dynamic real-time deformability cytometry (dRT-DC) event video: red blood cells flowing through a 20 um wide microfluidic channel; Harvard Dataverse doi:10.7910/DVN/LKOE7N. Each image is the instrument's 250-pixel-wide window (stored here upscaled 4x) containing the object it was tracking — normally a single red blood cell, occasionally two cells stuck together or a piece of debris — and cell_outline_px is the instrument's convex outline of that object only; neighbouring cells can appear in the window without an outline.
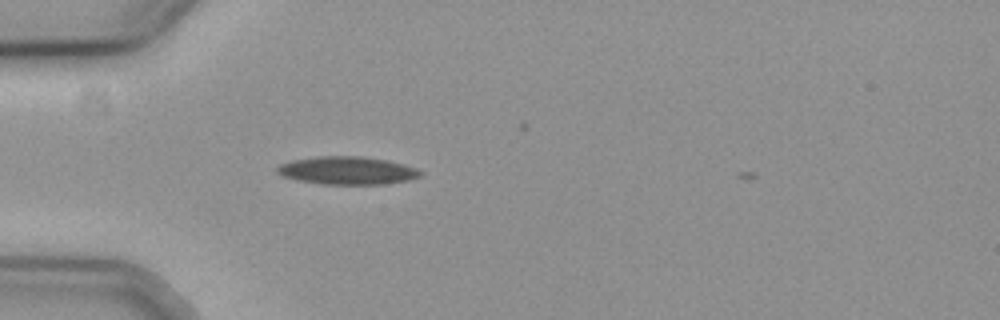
{"species": "common noctule bat (a hibernating species)", "species_latin": "Nyctalus noctula", "temperature_condition": "cold", "stored_images_in_passage": 31, "camera_frame_rate_fps": 3000, "um_per_image_px": 0.085, "animal": {"sex": "female", "body_mass_g": 19.3, "forearm_length_mm": 54.1}, "frame": {"image": 1, "passage_image": 1, "time_ms": 0.0, "image_size_px": [1000, 320], "cell_outline_px": [[424, 172], [420, 176], [408, 180], [380, 184], [324, 184], [300, 180], [280, 176], [276, 172], [276, 168], [280, 164], [292, 160], [316, 156], [360, 156], [388, 160], [404, 164], [416, 168]], "centroid_in_image_um": [29.5, 14.48], "position_along_channel_um": 55.5, "area_um2": 23.29}}
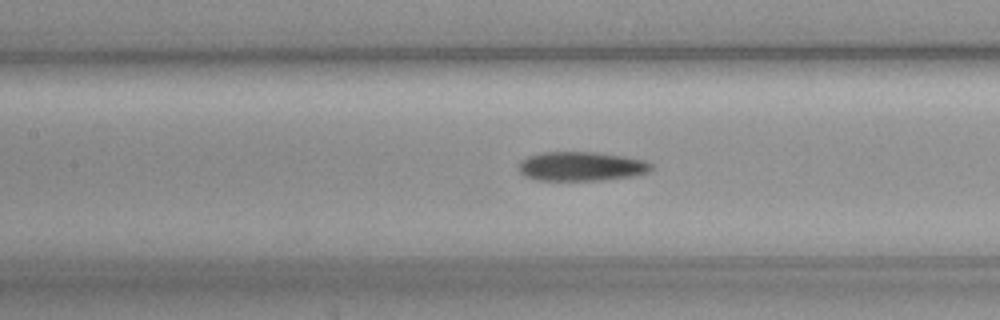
{"frame": {"image": 2, "passage_image": 10, "time_ms": 3.0, "image_size_px": [1000, 320], "cell_outline_px": [[652, 168], [648, 172], [632, 176], [600, 180], [536, 180], [524, 176], [520, 172], [520, 160], [528, 156], [544, 152], [596, 152], [624, 156], [644, 160], [652, 164]], "centroid_in_image_um": [49.4, 14.13], "position_along_channel_um": 158.0, "area_um2": 22.48}}
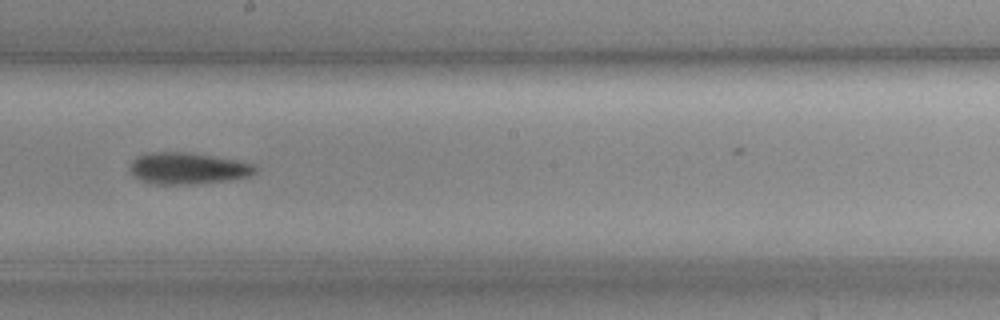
{"frame": {"image": 3, "passage_image": 16, "time_ms": 5.0, "image_size_px": [1000, 320], "cell_outline_px": [[256, 172], [248, 176], [232, 180], [192, 184], [152, 184], [140, 180], [128, 168], [132, 160], [136, 156], [144, 152], [188, 152], [232, 160], [252, 164], [256, 168]], "centroid_in_image_um": [15.89, 14.31], "position_along_channel_um": 232.3, "area_um2": 22.95}, "authors_computed_cell_mechanics": {"area_um2": 22.5998, "velocity_mm_per_s": 3.7203, "shape_relaxation_time_tau1_ms": 3.547, "shape_relaxation_time_tau2_ms": 10.1569, "deformation_change_tau1": 0.1296, "deformation_change_tau2": 0.2128}}